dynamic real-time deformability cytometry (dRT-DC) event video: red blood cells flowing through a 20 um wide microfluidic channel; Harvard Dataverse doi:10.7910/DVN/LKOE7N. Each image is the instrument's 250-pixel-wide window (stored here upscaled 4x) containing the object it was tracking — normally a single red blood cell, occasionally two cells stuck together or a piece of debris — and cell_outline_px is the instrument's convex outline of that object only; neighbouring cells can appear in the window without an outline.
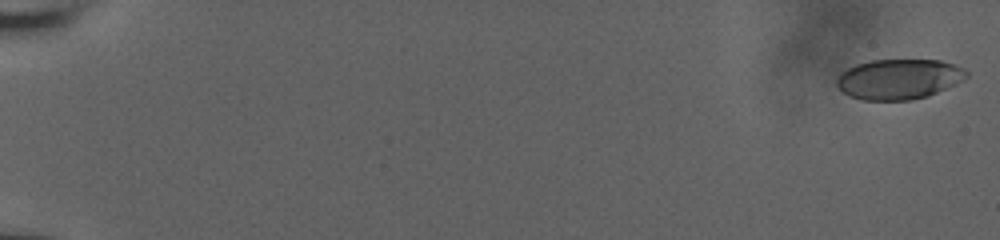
{"species": "human", "species_latin": "Homo sapiens", "temperature_condition": "room temperature", "stored_images_in_passage": 12, "camera_frame_rate_fps": 3000, "um_per_image_px": 0.085, "donor": {"sex": "male"}, "frame": {"image": 1, "passage_image": 1, "time_ms": 0.0, "image_size_px": [1000, 240], "cell_outline_px": [[968, 76], [964, 80], [956, 84], [928, 96], [912, 100], [860, 100], [848, 96], [836, 84], [836, 80], [840, 72], [856, 64], [872, 60], [940, 60], [964, 68], [968, 72]], "centroid_in_image_um": [76.4, 6.73], "position_along_channel_um": 8.6, "area_um2": 30.58}}